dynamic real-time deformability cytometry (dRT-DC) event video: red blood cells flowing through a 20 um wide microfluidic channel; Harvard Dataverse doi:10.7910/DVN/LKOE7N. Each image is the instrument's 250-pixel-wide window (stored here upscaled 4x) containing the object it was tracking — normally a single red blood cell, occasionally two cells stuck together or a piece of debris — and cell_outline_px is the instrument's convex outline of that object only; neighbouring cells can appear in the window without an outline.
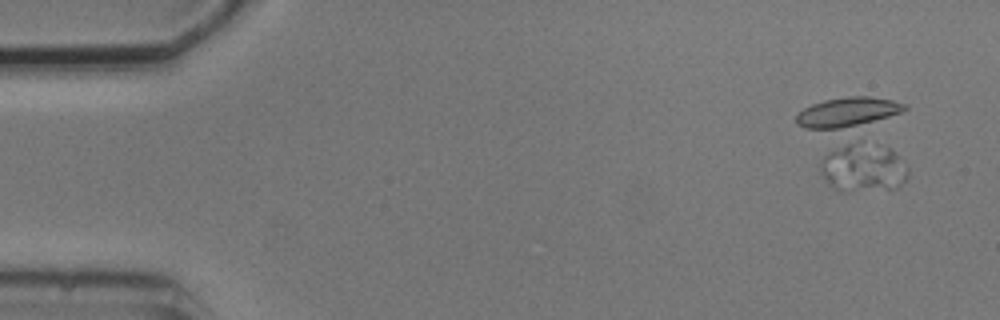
{"species": "common noctule bat (a hibernating species)", "species_latin": "Nyctalus noctula", "temperature_condition": "cold", "stored_images_in_passage": 5, "camera_frame_rate_fps": 3000, "um_per_image_px": 0.085, "animal": {"sex": "male", "body_mass_g": 20.5, "forearm_length_mm": 52.5}, "frame": {"image": 1, "passage_image": 1, "time_ms": 0.0, "image_size_px": [1000, 320], "cell_outline_px": [[908, 176], [896, 188], [844, 192], [840, 192], [832, 188], [828, 184], [820, 172], [820, 164], [824, 156], [828, 152], [856, 140], [860, 140], [880, 144], [892, 148], [908, 164]], "centroid_in_image_um": [73.39, 14.23], "position_along_channel_um": 11.6, "area_um2": 25.49}}